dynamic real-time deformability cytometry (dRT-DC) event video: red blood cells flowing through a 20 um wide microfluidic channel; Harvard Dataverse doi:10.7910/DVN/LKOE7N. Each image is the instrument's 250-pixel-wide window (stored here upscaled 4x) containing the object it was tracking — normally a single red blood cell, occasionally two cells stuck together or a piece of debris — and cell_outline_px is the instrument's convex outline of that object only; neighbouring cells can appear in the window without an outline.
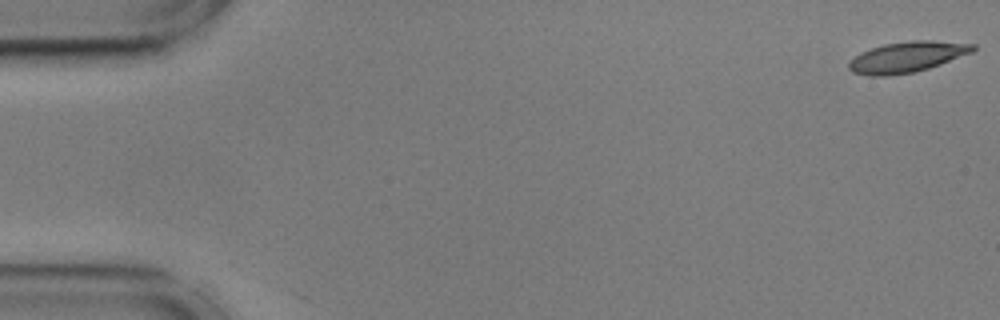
{"species": "common noctule bat (a hibernating species)", "species_latin": "Nyctalus noctula", "temperature_condition": "cold", "stored_images_in_passage": 56, "camera_frame_rate_fps": 3000, "um_per_image_px": 0.085, "animal": {"sex": "male", "body_mass_g": 17.9, "forearm_length_mm": 54.2}, "frame": {"image": 1, "passage_image": 1, "time_ms": 0.0, "image_size_px": [1000, 320], "cell_outline_px": [[976, 48], [972, 52], [940, 64], [928, 68], [912, 72], [888, 76], [868, 76], [852, 72], [848, 68], [848, 60], [860, 52], [884, 44], [912, 40], [932, 40], [976, 44]], "centroid_in_image_um": [77.06, 4.84], "position_along_channel_um": 7.9, "area_um2": 22.25}}
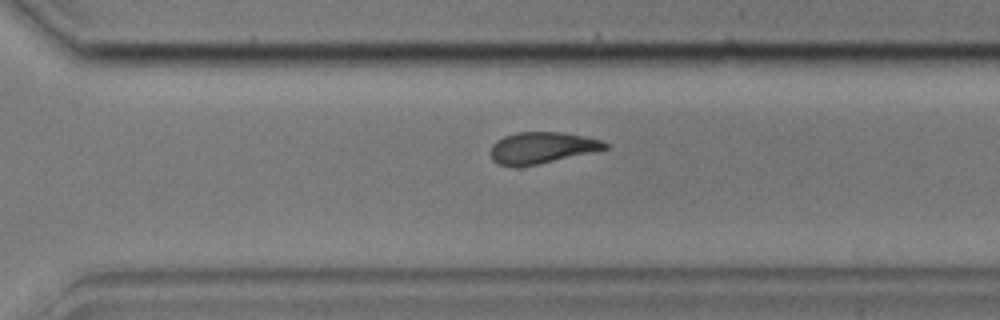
{"frame": {"image": 2, "passage_image": 39, "time_ms": 12.667, "image_size_px": [1000, 320], "cell_outline_px": [[608, 148], [536, 164], [496, 164], [492, 160], [488, 152], [492, 144], [496, 140], [504, 136], [516, 132], [564, 132], [584, 136], [600, 140], [608, 144]], "centroid_in_image_um": [46.0, 12.52], "position_along_channel_um": 324.6, "area_um2": 20.46}}
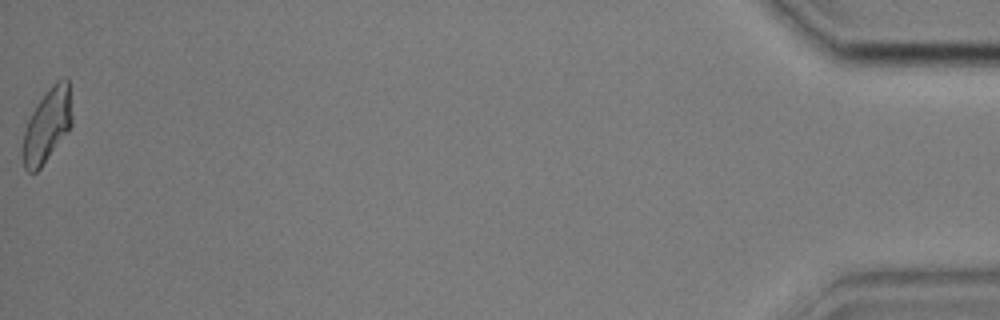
{"frame": {"image": 3, "passage_image": 56, "time_ms": 18.333, "image_size_px": [1000, 320], "cell_outline_px": [[72, 124], [40, 168], [36, 172], [28, 172], [24, 168], [20, 156], [20, 148], [24, 132], [28, 120], [36, 104], [48, 88], [56, 80], [64, 76], [68, 76], [72, 116]], "centroid_in_image_um": [3.97, 10.64], "position_along_channel_um": 431.2, "area_um2": 21.39}, "authors_computed_cell_mechanics": {"area_um2": 21.8484, "velocity_mm_per_s": 3.5791, "shape_relaxation_time_tau1_ms": 6.4935, "shape_relaxation_time_tau2_ms": 4.76, "deformation_change_tau1": 0.1644, "deformation_change_tau2": 0.125}}